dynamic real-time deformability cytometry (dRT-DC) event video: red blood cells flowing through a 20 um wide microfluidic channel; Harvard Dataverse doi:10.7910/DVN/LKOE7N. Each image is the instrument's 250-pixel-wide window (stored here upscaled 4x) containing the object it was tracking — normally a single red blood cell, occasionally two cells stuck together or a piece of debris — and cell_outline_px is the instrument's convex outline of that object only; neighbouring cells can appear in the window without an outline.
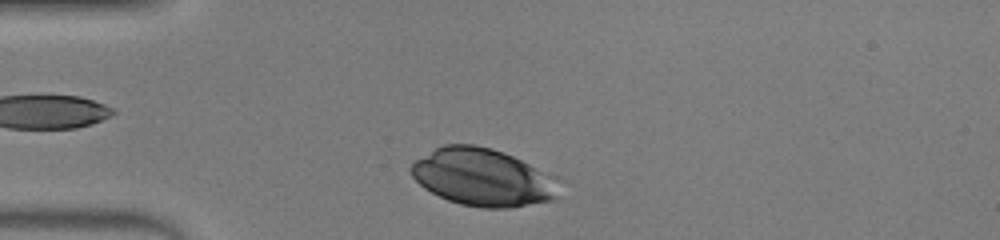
{"species": "human", "species_latin": "Homo sapiens", "temperature_condition": "warm", "stored_images_in_passage": 31, "camera_frame_rate_fps": 3000, "um_per_image_px": 0.085, "donor": {"sex": "male"}, "frame": {"image": 1, "passage_image": 1, "time_ms": 0.0, "image_size_px": [1000, 240], "cell_outline_px": [[560, 180], [556, 196], [552, 200], [512, 208], [484, 208], [460, 204], [448, 200], [424, 188], [412, 176], [408, 168], [416, 160], [436, 148], [444, 144], [476, 144], [492, 148], [504, 152], [556, 176]], "centroid_in_image_um": [41.06, 15.07], "position_along_channel_um": 43.9, "area_um2": 49.71}}
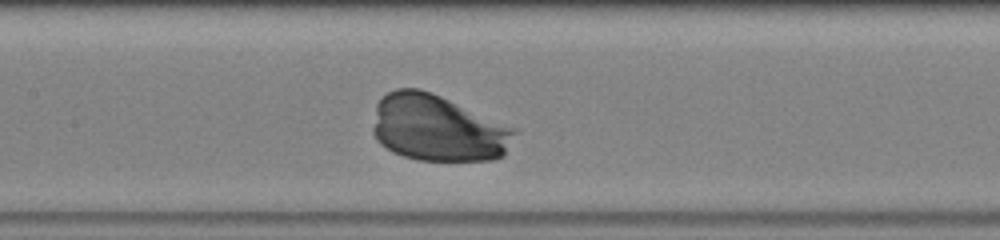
{"frame": {"image": 2, "passage_image": 13, "time_ms": 4.0, "image_size_px": [1000, 240], "cell_outline_px": [[520, 128], [504, 156], [492, 160], [420, 160], [404, 156], [392, 152], [380, 144], [376, 140], [372, 132], [372, 128], [376, 104], [388, 92], [396, 88], [420, 88], [432, 92]], "centroid_in_image_um": [37.25, 10.88], "position_along_channel_um": 170.1, "area_um2": 55.78}}
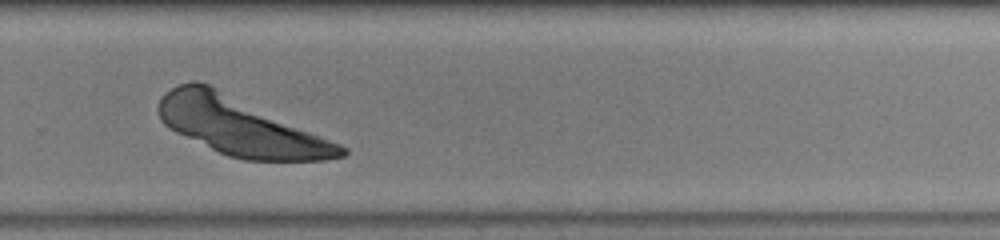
{"frame": {"image": 3, "passage_image": 24, "time_ms": 7.667, "image_size_px": [1000, 240], "cell_outline_px": [[348, 152], [344, 156], [324, 160], [244, 160], [228, 156], [176, 132], [164, 124], [160, 120], [156, 108], [164, 92], [180, 84], [192, 80], [200, 80], [340, 144], [348, 148]], "centroid_in_image_um": [20.38, 10.74], "position_along_channel_um": 309.4, "area_um2": 60.63}}